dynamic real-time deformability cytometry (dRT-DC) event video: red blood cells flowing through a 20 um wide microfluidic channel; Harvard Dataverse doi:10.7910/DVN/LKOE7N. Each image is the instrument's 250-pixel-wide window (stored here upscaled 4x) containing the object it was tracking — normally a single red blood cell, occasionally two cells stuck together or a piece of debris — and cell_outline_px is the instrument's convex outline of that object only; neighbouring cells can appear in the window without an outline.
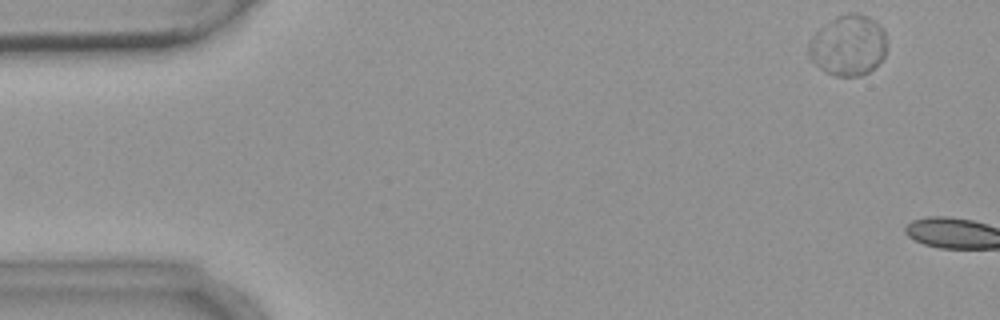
{"species": "common noctule bat (a hibernating species)", "species_latin": "Nyctalus noctula", "temperature_condition": "warm", "stored_images_in_passage": 2, "camera_frame_rate_fps": 3000, "um_per_image_px": 0.085, "animal": {"sex": "female", "body_mass_g": 18.4}, "frame": {"image": 1, "passage_image": 1, "time_ms": 0.0, "image_size_px": [1000, 320], "cell_outline_px": [[888, 48], [884, 56], [868, 72], [860, 76], [832, 76], [824, 72], [808, 60], [808, 44], [816, 32], [824, 24], [836, 16], [848, 12], [852, 12], [868, 16], [876, 20], [884, 28], [888, 40]], "centroid_in_image_um": [72.1, 3.85], "position_along_channel_um": 12.9, "area_um2": 28.32}}